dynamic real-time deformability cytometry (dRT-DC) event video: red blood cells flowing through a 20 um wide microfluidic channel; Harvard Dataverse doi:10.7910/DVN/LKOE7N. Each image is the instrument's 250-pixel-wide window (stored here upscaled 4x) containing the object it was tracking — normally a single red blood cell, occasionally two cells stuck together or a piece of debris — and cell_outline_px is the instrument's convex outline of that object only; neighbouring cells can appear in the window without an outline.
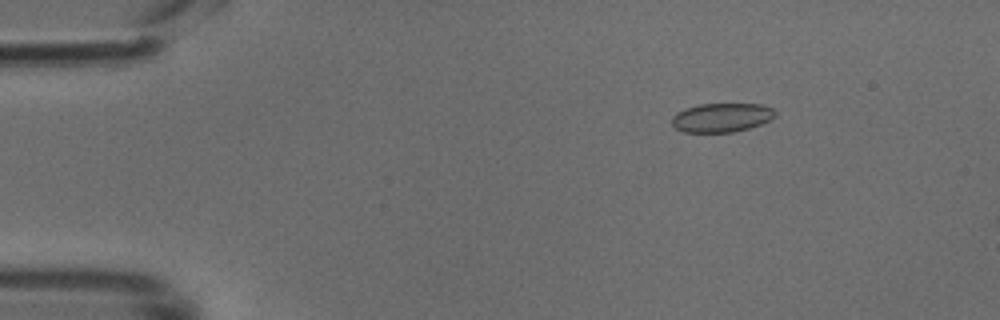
{"species": "common noctule bat (a hibernating species)", "species_latin": "Nyctalus noctula", "temperature_condition": "cold", "stored_images_in_passage": 7, "camera_frame_rate_fps": 3000, "um_per_image_px": 0.085, "animal": {"sex": "male", "body_mass_g": 18.8}, "frame": {"image": 1, "passage_image": 1, "time_ms": 0.0, "image_size_px": [1000, 320], "cell_outline_px": [[776, 112], [768, 120], [760, 124], [748, 128], [732, 132], [684, 132], [676, 128], [672, 124], [672, 116], [676, 112], [684, 108], [700, 104], [764, 104], [772, 108]], "centroid_in_image_um": [61.29, 9.98], "position_along_channel_um": 23.7, "area_um2": 17.34}}